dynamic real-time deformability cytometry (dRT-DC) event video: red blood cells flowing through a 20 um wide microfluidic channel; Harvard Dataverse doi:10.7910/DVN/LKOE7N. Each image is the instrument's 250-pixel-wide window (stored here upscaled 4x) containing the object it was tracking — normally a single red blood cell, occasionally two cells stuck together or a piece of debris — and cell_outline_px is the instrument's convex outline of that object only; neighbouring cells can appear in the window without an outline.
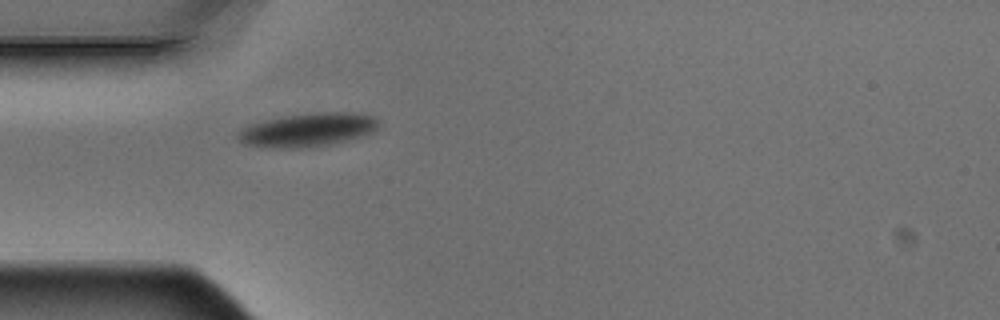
{"species": "Egyptian fruit bat (a non-hibernating species)", "species_latin": "Rousettus aegyptiacus", "temperature_condition": "warm", "stored_images_in_passage": 3, "camera_frame_rate_fps": 3000, "um_per_image_px": 0.085, "animal": {"sex": "male"}, "frame": {"image": 1, "passage_image": 3, "time_ms": 0.667, "image_size_px": [1000, 320], "cell_outline_px": [[380, 124], [372, 132], [360, 136], [332, 144], [300, 148], [276, 148], [244, 144], [236, 136], [236, 132], [248, 124], [280, 116], [316, 112], [352, 112], [372, 116]], "centroid_in_image_um": [26.1, 11.03], "position_along_channel_um": 58.9, "area_um2": 27.57}}